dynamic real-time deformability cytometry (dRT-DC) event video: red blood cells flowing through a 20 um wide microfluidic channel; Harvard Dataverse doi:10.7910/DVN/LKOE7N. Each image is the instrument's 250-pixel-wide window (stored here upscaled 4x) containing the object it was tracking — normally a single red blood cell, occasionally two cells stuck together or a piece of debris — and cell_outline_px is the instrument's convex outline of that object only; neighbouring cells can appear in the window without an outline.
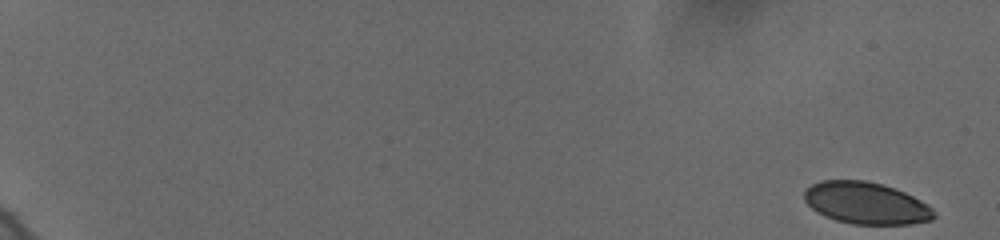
{"species": "human", "species_latin": "Homo sapiens", "temperature_condition": "cold", "stored_images_in_passage": 59, "camera_frame_rate_fps": 3000, "um_per_image_px": 0.085, "donor": {"sex": "female"}, "frame": {"image": 1, "passage_image": 1, "time_ms": 0.0, "image_size_px": [1000, 240], "cell_outline_px": [[936, 216], [932, 220], [912, 224], [852, 224], [836, 220], [824, 216], [816, 212], [804, 200], [804, 192], [812, 184], [820, 180], [864, 180], [896, 188], [928, 204], [936, 212]], "centroid_in_image_um": [73.63, 17.27], "position_along_channel_um": 11.4, "area_um2": 31.79}}
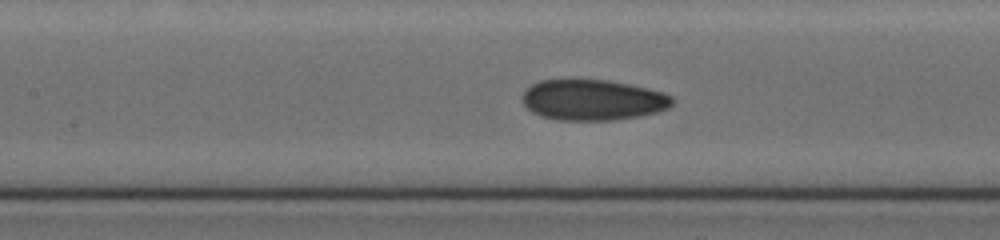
{"frame": {"image": 2, "passage_image": 31, "time_ms": 10.0, "image_size_px": [1000, 240], "cell_outline_px": [[676, 100], [668, 108], [656, 112], [640, 116], [612, 120], [556, 120], [540, 116], [532, 112], [524, 104], [524, 92], [532, 84], [540, 80], [608, 80], [648, 88], [672, 96]], "centroid_in_image_um": [50.41, 8.5], "position_along_channel_um": 157.0, "area_um2": 35.43}}
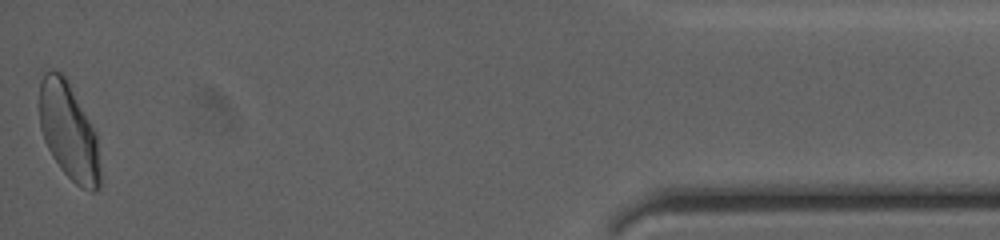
{"frame": {"image": 3, "passage_image": 59, "time_ms": 19.333, "image_size_px": [1000, 240], "cell_outline_px": [[100, 188], [96, 192], [92, 192], [80, 188], [60, 168], [52, 156], [44, 140], [40, 128], [40, 80], [44, 72], [60, 72], [64, 76], [96, 132], [100, 168]], "centroid_in_image_um": [5.85, 11.24], "position_along_channel_um": 429.3, "area_um2": 33.99}, "authors_computed_cell_mechanics": {"area_um2": 34.391, "velocity_mm_per_s": 3.6248, "shape_relaxation_time_tau1_ms": 6.2469, "shape_relaxation_time_tau2_ms": 1.4587, "deformation_change_tau1": 0.1284, "deformation_change_tau2": 0.0577}}